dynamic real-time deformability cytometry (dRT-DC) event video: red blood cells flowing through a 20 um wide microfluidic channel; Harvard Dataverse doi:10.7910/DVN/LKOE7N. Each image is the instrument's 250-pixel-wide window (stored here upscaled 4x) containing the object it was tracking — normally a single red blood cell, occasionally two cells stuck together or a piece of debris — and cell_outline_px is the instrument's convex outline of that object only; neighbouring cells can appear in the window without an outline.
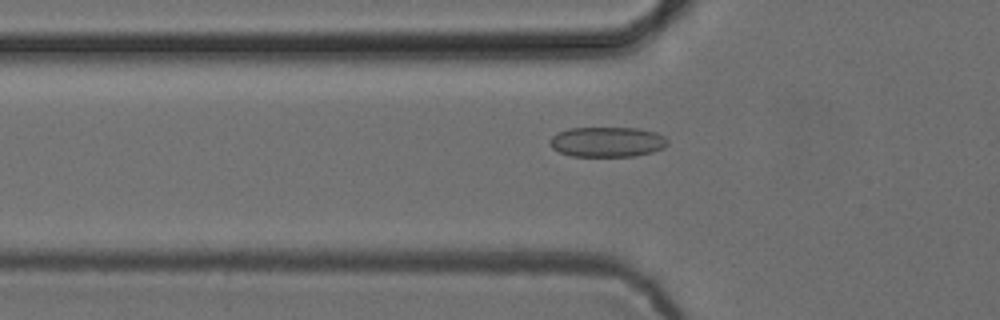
{"species": "common noctule bat (a hibernating species)", "species_latin": "Nyctalus noctula", "temperature_condition": "cold", "stored_images_in_passage": 51, "camera_frame_rate_fps": 3000, "um_per_image_px": 0.085, "animal": {"sex": "female", "body_mass_g": 24.6, "forearm_length_mm": 56.2}, "frame": {"image": 1, "passage_image": 16, "time_ms": 5.0, "image_size_px": [1000, 320], "cell_outline_px": [[668, 144], [664, 148], [652, 152], [636, 156], [572, 156], [560, 152], [552, 148], [548, 144], [548, 140], [556, 132], [568, 128], [636, 128], [656, 132], [664, 136], [668, 140]], "centroid_in_image_um": [51.59, 12.06], "position_along_channel_um": 74.2, "area_um2": 20.87}}
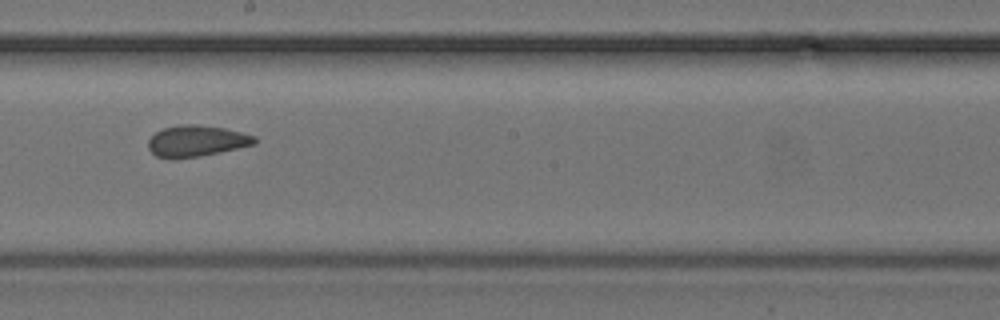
{"frame": {"image": 2, "passage_image": 28, "time_ms": 9.0, "image_size_px": [1000, 320], "cell_outline_px": [[256, 144], [220, 152], [200, 156], [156, 156], [148, 148], [148, 140], [156, 132], [164, 128], [180, 124], [196, 124], [224, 128], [256, 136]], "centroid_in_image_um": [16.74, 11.95], "position_along_channel_um": 231.5, "area_um2": 18.84}}
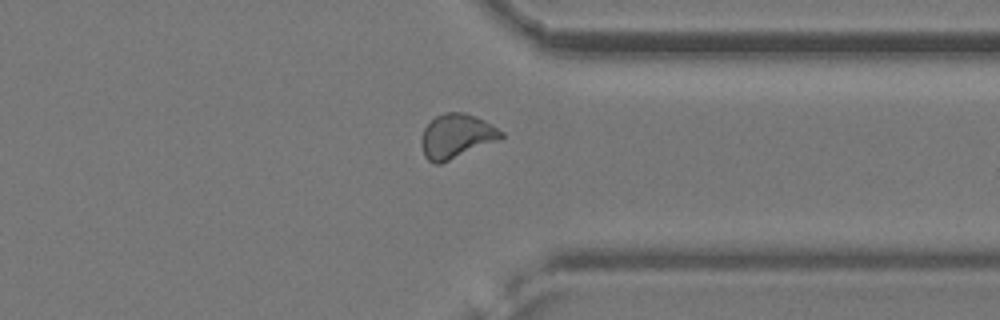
{"frame": {"image": 3, "passage_image": 39, "time_ms": 12.667, "image_size_px": [1000, 320], "cell_outline_px": [[504, 136], [500, 140], [440, 164], [436, 164], [428, 160], [424, 156], [420, 144], [420, 140], [424, 128], [436, 116], [444, 112], [464, 112], [476, 116], [492, 124], [504, 132]], "centroid_in_image_um": [38.8, 11.57], "position_along_channel_um": 372.6, "area_um2": 20.81}, "authors_computed_cell_mechanics": {"area_um2": 19.7676, "velocity_mm_per_s": 3.9047, "shape_relaxation_time_tau1_ms": null, "shape_relaxation_time_tau2_ms": 1.5779, "deformation_change_tau1": null, "deformation_change_tau2": 0.0779}}